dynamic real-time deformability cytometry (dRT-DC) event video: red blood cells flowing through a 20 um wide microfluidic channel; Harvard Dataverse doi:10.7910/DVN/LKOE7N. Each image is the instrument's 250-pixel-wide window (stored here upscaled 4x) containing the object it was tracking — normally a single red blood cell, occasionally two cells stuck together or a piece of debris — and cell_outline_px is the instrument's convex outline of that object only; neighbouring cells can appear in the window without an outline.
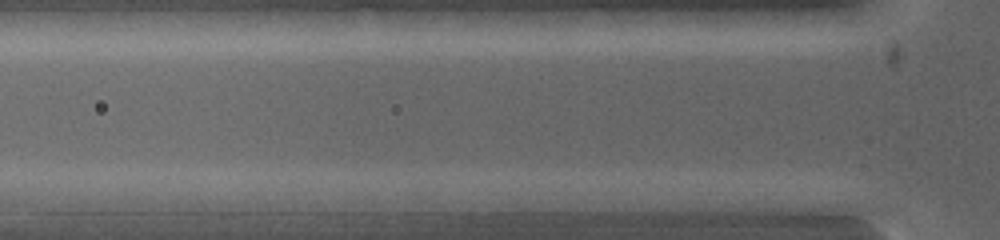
{"species": "common noctule bat (a hibernating species)", "species_latin": "Nyctalus noctula", "temperature_condition": "warm", "stored_images_in_passage": 8, "segment_of_instrument_passage": [2, 2], "camera_frame_rate_fps": 5000, "um_per_image_px": 0.085, "animal": {"sex": "female", "body_mass_g": 19.0, "forearm_length_mm": 53.3}, "frame": {"image": 1, "passage_image": 8, "time_ms": 1.0, "image_size_px": [1000, 240], "cell_outline_px": [[604, 200], [576, 212], [496, 212], [488, 200], [496, 192], [604, 192]], "centroid_in_image_um": [46.26, 17.13], "position_along_channel_um": 79.5, "area_um2": 14.97}}